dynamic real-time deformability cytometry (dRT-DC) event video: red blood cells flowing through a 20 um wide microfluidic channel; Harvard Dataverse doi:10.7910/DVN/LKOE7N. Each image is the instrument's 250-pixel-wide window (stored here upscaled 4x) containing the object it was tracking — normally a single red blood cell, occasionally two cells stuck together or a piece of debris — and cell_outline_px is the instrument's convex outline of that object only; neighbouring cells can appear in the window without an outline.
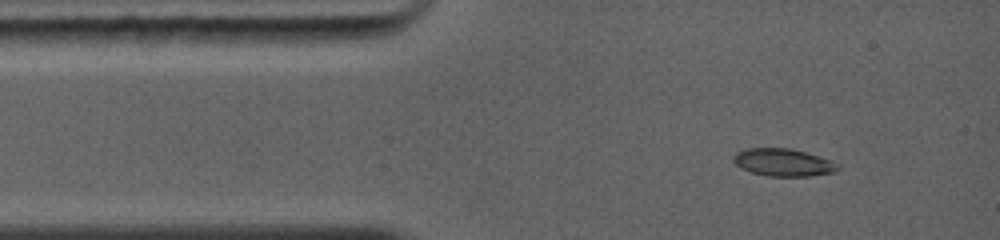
{"species": "common noctule bat (a hibernating species)", "species_latin": "Nyctalus noctula", "temperature_condition": "warm", "stored_images_in_passage": 15, "camera_frame_rate_fps": 5000, "um_per_image_px": 0.085, "animal": {"sex": "female", "body_mass_g": 19.0, "forearm_length_mm": 56.7}, "frame": {"image": 1, "passage_image": 2, "time_ms": 0.6, "image_size_px": [1000, 240], "cell_outline_px": [[840, 168], [836, 172], [808, 176], [768, 176], [752, 172], [740, 168], [732, 160], [732, 156], [736, 152], [744, 148], [792, 148], [832, 160], [840, 164]], "centroid_in_image_um": [66.58, 13.8], "position_along_channel_um": 18.4, "area_um2": 16.99}}
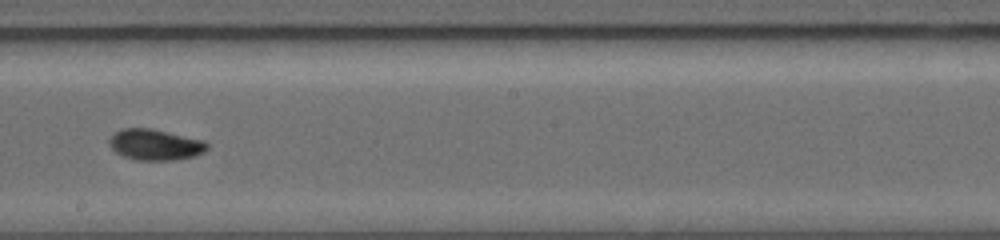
{"frame": {"image": 2, "passage_image": 9, "time_ms": 6.4, "image_size_px": [1000, 240], "cell_outline_px": [[208, 148], [204, 152], [196, 156], [176, 160], [136, 160], [120, 156], [108, 144], [108, 140], [120, 128], [152, 128], [204, 140], [208, 144]], "centroid_in_image_um": [13.19, 12.3], "position_along_channel_um": 235.0, "area_um2": 17.92}}
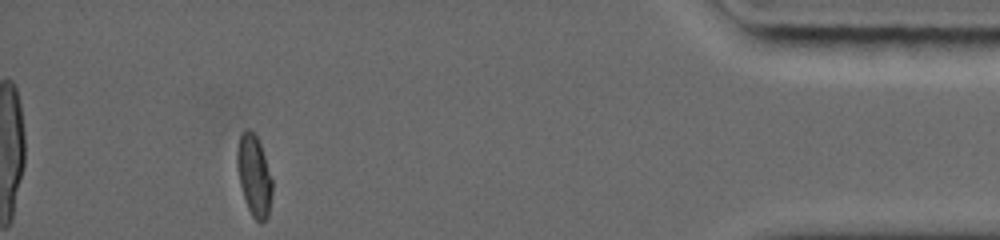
{"frame": {"image": 3, "passage_image": 15, "time_ms": 12.0, "image_size_px": [1000, 240], "cell_outline_px": [[272, 192], [268, 216], [260, 224], [252, 216], [248, 208], [240, 184], [236, 164], [236, 152], [240, 132], [244, 128], [248, 128], [256, 136], [260, 144], [272, 180]], "centroid_in_image_um": [21.58, 14.9], "position_along_channel_um": 413.6, "area_um2": 16.53}, "authors_computed_cell_mechanics": {"area_um2": 16.9932, "velocity_mm_per_s": 4.3727, "shape_relaxation_time_tau1_ms": 3.544, "shape_relaxation_time_tau2_ms": 0.5435, "deformation_change_tau1": 0.1522, "deformation_change_tau2": 0.0334}}